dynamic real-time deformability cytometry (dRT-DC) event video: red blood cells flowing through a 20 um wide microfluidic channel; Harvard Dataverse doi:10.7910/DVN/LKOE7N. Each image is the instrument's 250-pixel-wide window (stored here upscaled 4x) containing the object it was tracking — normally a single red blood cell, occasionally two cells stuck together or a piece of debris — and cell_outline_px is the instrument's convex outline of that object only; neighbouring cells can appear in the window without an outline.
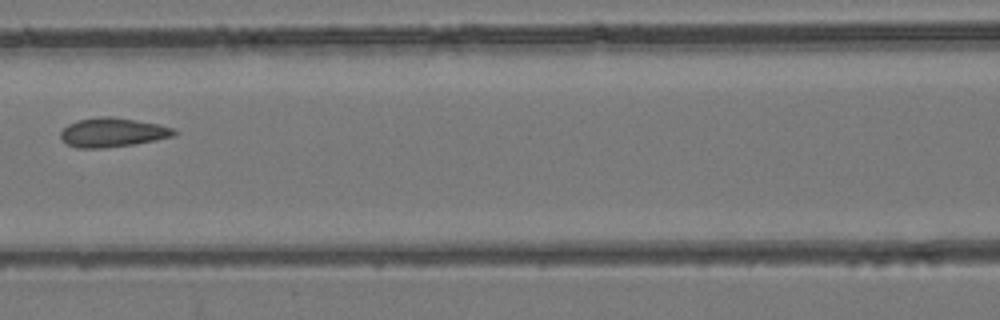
{"species": "common noctule bat (a hibernating species)", "species_latin": "Nyctalus noctula", "temperature_condition": "room temperature", "stored_images_in_passage": 4, "camera_frame_rate_fps": 3000, "um_per_image_px": 0.085, "animal": {"sex": "female", "body_mass_g": 24.6, "forearm_length_mm": 56.2}, "frame": {"image": 1, "passage_image": 4, "time_ms": 4.667, "image_size_px": [1000, 320], "cell_outline_px": [[176, 136], [136, 144], [104, 148], [76, 148], [64, 144], [60, 136], [60, 132], [68, 124], [80, 120], [100, 116], [112, 116], [160, 124], [172, 128], [176, 132]], "centroid_in_image_um": [9.56, 11.27], "position_along_channel_um": 157.0, "area_um2": 19.48}}